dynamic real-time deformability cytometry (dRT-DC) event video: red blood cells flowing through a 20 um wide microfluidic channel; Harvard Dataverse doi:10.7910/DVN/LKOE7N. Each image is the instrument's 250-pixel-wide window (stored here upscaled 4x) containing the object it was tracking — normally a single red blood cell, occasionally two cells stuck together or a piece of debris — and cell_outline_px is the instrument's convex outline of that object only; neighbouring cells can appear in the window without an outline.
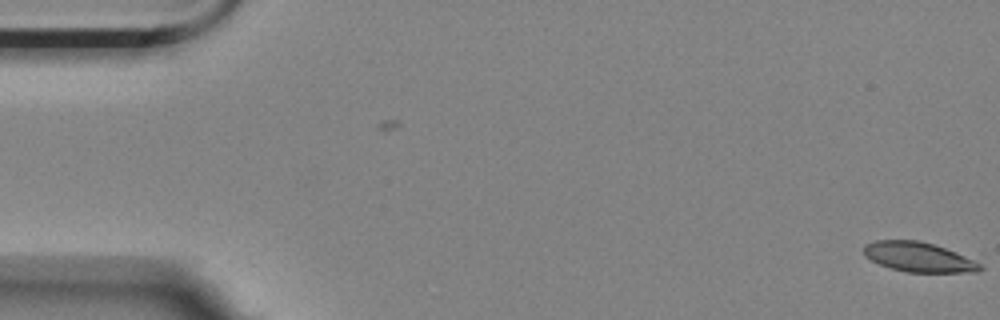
{"species": "Egyptian fruit bat (a non-hibernating species)", "species_latin": "Rousettus aegyptiacus", "temperature_condition": "room temperature", "stored_images_in_passage": 2, "camera_frame_rate_fps": 3000, "um_per_image_px": 0.085, "animal": {"sex": "female"}, "frame": {"image": 1, "passage_image": 2, "time_ms": 0.333, "image_size_px": [1000, 320], "cell_outline_px": [[984, 268], [980, 272], [908, 272], [892, 268], [880, 264], [864, 256], [864, 244], [876, 240], [920, 240], [984, 252]], "centroid_in_image_um": [78.54, 21.8], "position_along_channel_um": 6.5, "area_um2": 22.6}}